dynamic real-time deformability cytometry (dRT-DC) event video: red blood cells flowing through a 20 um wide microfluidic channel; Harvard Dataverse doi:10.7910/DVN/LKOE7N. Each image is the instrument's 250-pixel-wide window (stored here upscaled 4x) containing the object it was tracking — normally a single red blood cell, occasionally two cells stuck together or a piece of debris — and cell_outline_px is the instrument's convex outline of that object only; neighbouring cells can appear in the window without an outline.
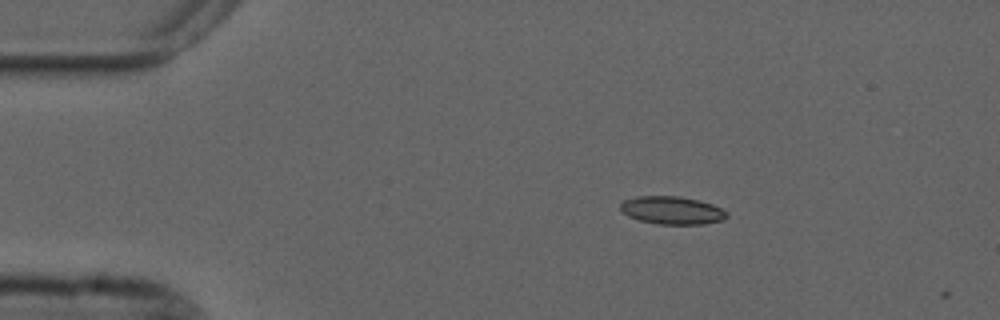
{"species": "common noctule bat (a hibernating species)", "species_latin": "Nyctalus noctula", "temperature_condition": "cold", "stored_images_in_passage": 4, "camera_frame_rate_fps": 3000, "um_per_image_px": 0.085, "animal": {"sex": "male", "forearm_length_mm": 52.5}, "frame": {"image": 1, "passage_image": 1, "time_ms": 0.0, "image_size_px": [1000, 320], "cell_outline_px": [[728, 216], [724, 220], [704, 224], [660, 224], [640, 220], [628, 216], [620, 208], [620, 204], [624, 200], [636, 196], [680, 196], [712, 204], [728, 212]], "centroid_in_image_um": [57.14, 17.88], "position_along_channel_um": 27.9, "area_um2": 17.22}}